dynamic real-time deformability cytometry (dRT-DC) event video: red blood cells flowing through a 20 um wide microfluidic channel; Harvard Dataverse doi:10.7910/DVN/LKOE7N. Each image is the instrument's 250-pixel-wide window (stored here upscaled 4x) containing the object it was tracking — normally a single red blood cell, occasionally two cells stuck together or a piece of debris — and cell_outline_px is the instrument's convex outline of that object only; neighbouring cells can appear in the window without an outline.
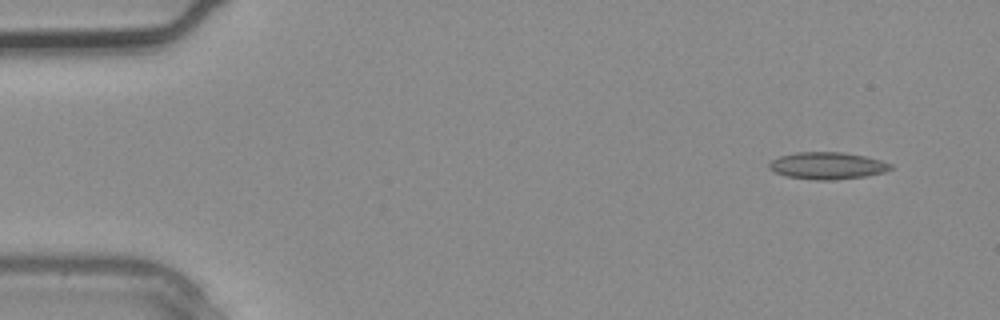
{"species": "common noctule bat (a hibernating species)", "species_latin": "Nyctalus noctula", "temperature_condition": "warm", "stored_images_in_passage": 3, "camera_frame_rate_fps": 3000, "um_per_image_px": 0.085, "animal": {"sex": "male", "body_mass_g": 20.4}, "frame": {"image": 1, "passage_image": 1, "time_ms": 0.0, "image_size_px": [1000, 320], "cell_outline_px": [[892, 168], [884, 172], [864, 176], [832, 180], [816, 180], [788, 176], [776, 172], [768, 168], [768, 164], [772, 160], [780, 156], [796, 152], [844, 152], [864, 156], [880, 160], [892, 164]], "centroid_in_image_um": [70.32, 14.07], "position_along_channel_um": 14.7, "area_um2": 18.96}}